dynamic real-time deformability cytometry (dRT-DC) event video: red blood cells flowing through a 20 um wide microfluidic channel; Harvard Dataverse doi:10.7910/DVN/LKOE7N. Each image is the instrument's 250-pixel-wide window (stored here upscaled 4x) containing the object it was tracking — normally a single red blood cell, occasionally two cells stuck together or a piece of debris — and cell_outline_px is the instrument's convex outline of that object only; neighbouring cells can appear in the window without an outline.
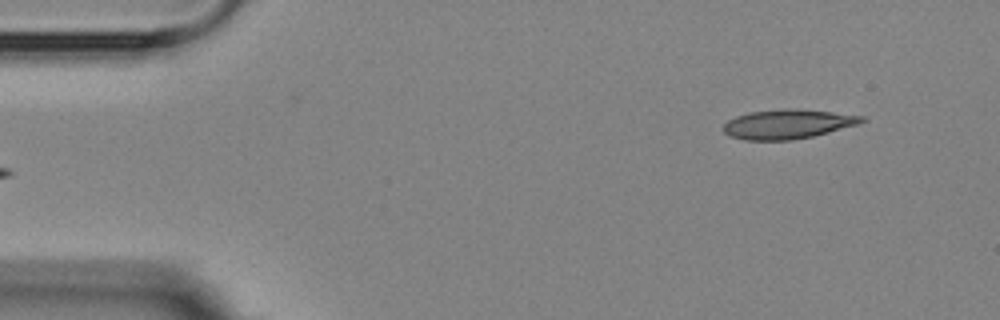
{"species": "Egyptian fruit bat (a non-hibernating species)", "species_latin": "Rousettus aegyptiacus", "temperature_condition": "room temperature", "stored_images_in_passage": 2, "camera_frame_rate_fps": 3000, "um_per_image_px": 0.085, "animal": {"sex": "female"}, "frame": {"image": 1, "passage_image": 2, "time_ms": 1.0, "image_size_px": [1000, 320], "cell_outline_px": [[868, 120], [860, 124], [812, 136], [792, 140], [744, 140], [728, 136], [724, 132], [724, 124], [728, 120], [736, 116], [748, 112], [784, 108], [796, 108], [832, 112], [864, 116]], "centroid_in_image_um": [66.96, 10.54], "position_along_channel_um": 18.0, "area_um2": 23.87}}